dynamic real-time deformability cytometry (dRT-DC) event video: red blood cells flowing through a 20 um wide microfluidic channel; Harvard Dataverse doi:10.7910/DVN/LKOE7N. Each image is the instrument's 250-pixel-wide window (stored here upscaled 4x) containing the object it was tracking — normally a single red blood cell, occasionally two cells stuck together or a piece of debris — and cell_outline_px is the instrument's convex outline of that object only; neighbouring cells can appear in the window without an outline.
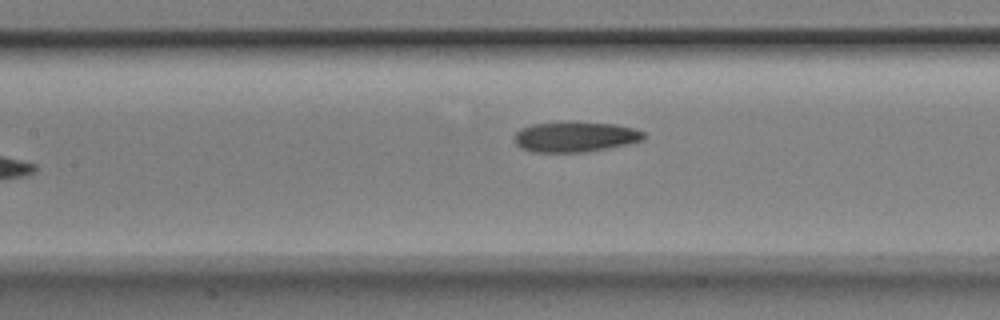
{"species": "Egyptian fruit bat (a non-hibernating species)", "species_latin": "Rousettus aegyptiacus", "temperature_condition": "room temperature", "stored_images_in_passage": 8, "camera_frame_rate_fps": 3000, "um_per_image_px": 0.085, "animal": {"sex": "male"}, "frame": {"image": 1, "passage_image": 8, "time_ms": 2.333, "image_size_px": [1000, 320], "cell_outline_px": [[644, 140], [632, 144], [584, 152], [532, 152], [520, 148], [512, 140], [512, 136], [520, 128], [532, 124], [616, 124], [632, 128], [644, 132]], "centroid_in_image_um": [48.86, 11.67], "position_along_channel_um": 158.5, "area_um2": 22.43}}